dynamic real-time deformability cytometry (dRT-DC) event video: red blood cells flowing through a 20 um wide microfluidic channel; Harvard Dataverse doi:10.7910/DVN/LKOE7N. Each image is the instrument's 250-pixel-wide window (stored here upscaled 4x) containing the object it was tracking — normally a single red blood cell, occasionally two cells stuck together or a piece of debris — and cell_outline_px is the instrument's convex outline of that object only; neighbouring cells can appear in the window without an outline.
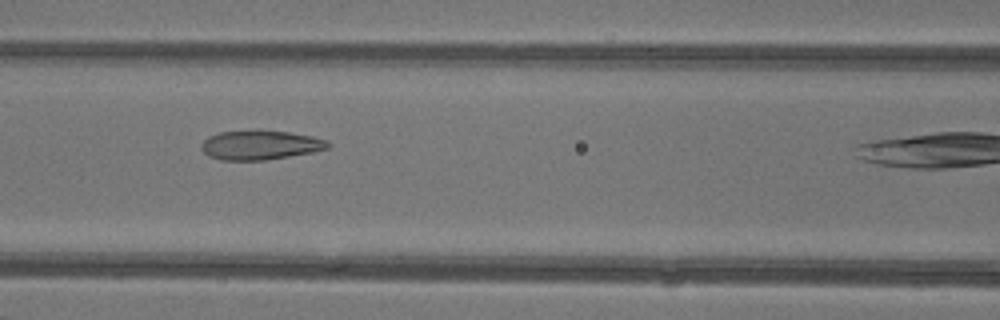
{"species": "common noctule bat (a hibernating species)", "species_latin": "Nyctalus noctula", "temperature_condition": "warm", "stored_images_in_passage": 15, "camera_frame_rate_fps": 3000, "um_per_image_px": 0.085, "animal": {"sex": "female"}, "frame": {"image": 1, "passage_image": 9, "time_ms": 2.667, "image_size_px": [1000, 320], "cell_outline_px": [[332, 144], [328, 148], [312, 152], [264, 160], [220, 160], [208, 156], [200, 148], [200, 144], [208, 136], [220, 132], [256, 128], [260, 128], [288, 132], [312, 136], [328, 140]], "centroid_in_image_um": [22.09, 12.29], "position_along_channel_um": 144.5, "area_um2": 22.2}}
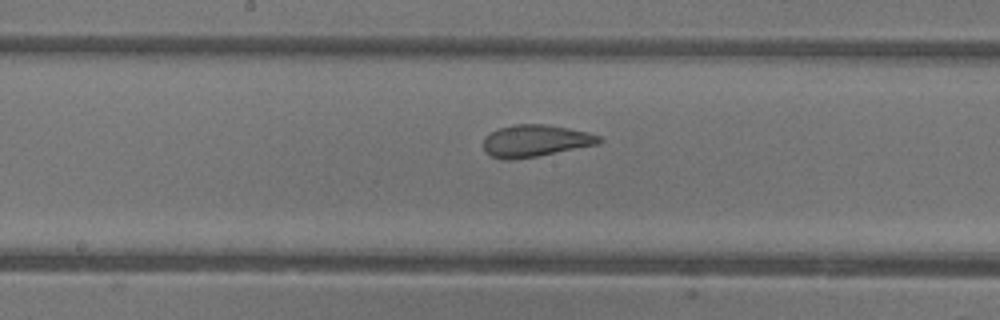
{"frame": {"image": 2, "passage_image": 13, "time_ms": 4.0, "image_size_px": [1000, 320], "cell_outline_px": [[604, 140], [600, 144], [536, 156], [508, 160], [504, 160], [492, 156], [484, 148], [484, 136], [500, 128], [512, 124], [544, 124], [568, 128], [588, 132], [600, 136]], "centroid_in_image_um": [45.54, 11.96], "position_along_channel_um": 202.7, "area_um2": 21.44}}